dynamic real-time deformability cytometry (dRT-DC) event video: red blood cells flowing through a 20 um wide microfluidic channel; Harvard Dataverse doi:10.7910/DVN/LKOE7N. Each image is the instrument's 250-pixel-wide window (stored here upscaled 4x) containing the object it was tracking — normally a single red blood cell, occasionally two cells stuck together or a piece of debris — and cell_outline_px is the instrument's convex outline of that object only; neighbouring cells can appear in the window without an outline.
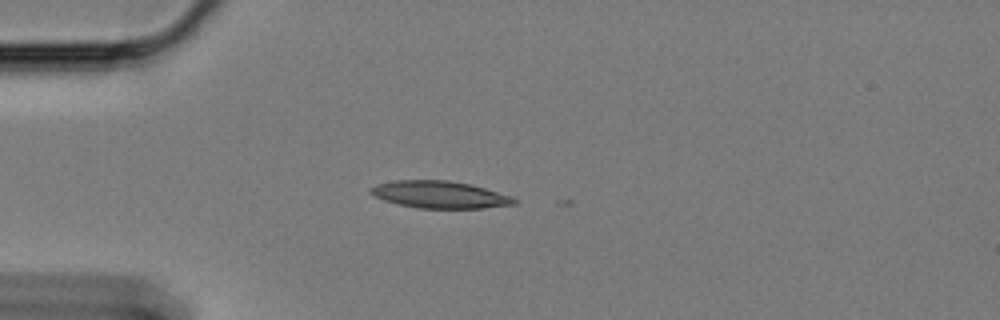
{"species": "Egyptian fruit bat (a non-hibernating species)", "species_latin": "Rousettus aegyptiacus", "temperature_condition": "cold", "stored_images_in_passage": 2, "camera_frame_rate_fps": 3000, "um_per_image_px": 0.085, "animal": {"sex": "female"}, "frame": {"image": 1, "passage_image": 1, "time_ms": 0.0, "image_size_px": [1000, 320], "cell_outline_px": [[516, 204], [484, 208], [420, 208], [400, 204], [384, 200], [368, 192], [376, 184], [396, 180], [448, 180], [468, 184], [484, 188], [512, 196], [516, 200]], "centroid_in_image_um": [37.39, 16.54], "position_along_channel_um": 47.6, "area_um2": 22.43}}